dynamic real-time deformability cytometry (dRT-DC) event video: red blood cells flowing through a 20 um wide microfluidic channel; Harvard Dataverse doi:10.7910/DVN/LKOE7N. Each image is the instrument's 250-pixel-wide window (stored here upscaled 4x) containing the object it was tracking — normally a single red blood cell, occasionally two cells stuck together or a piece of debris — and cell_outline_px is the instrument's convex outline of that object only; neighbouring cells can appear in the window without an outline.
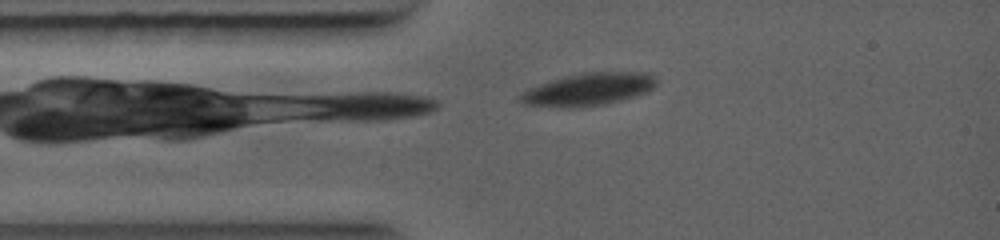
{"species": "common noctule bat (a hibernating species)", "species_latin": "Nyctalus noctula", "temperature_condition": "warm", "stored_images_in_passage": 32, "camera_frame_rate_fps": 5000, "um_per_image_px": 0.085, "animal": {"sex": "female", "body_mass_g": 19.0, "forearm_length_mm": 56.7}, "frame": {"image": 1, "passage_image": 1, "time_ms": 0.0, "image_size_px": [1000, 240], "cell_outline_px": [[656, 84], [648, 92], [636, 96], [620, 100], [600, 104], [568, 108], [524, 104], [520, 100], [520, 96], [528, 88], [552, 80], [584, 72], [644, 72], [652, 76], [656, 80]], "centroid_in_image_um": [50.04, 7.59], "position_along_channel_um": 35.0, "area_um2": 25.26}}
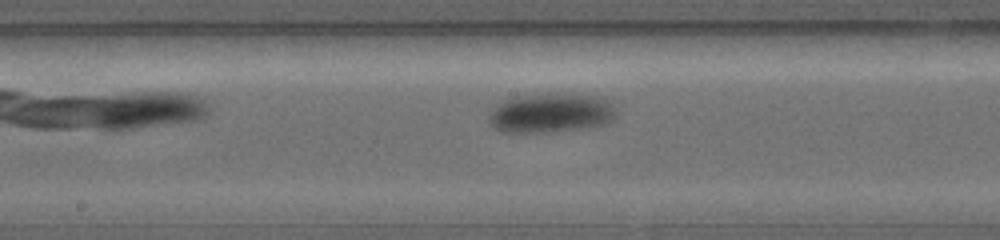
{"frame": {"image": 2, "passage_image": 13, "time_ms": 3.8, "image_size_px": [1000, 240], "cell_outline_px": [[616, 116], [612, 120], [604, 124], [592, 128], [552, 132], [500, 132], [492, 128], [488, 124], [488, 112], [496, 104], [504, 100], [516, 96], [592, 96], [608, 100], [612, 104], [616, 112]], "centroid_in_image_um": [46.76, 9.67], "position_along_channel_um": 201.4, "area_um2": 28.96}}
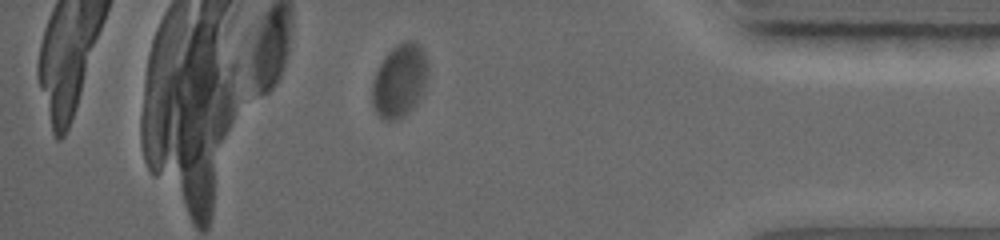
{"frame": {"image": 3, "passage_image": 28, "time_ms": 8.8, "image_size_px": [1000, 240], "cell_outline_px": [[428, 72], [424, 88], [416, 104], [404, 116], [396, 120], [380, 120], [372, 104], [372, 84], [376, 72], [384, 56], [396, 44], [404, 40], [412, 40], [420, 44], [424, 52], [428, 64]], "centroid_in_image_um": [33.96, 6.84], "position_along_channel_um": 401.2, "area_um2": 24.04}}